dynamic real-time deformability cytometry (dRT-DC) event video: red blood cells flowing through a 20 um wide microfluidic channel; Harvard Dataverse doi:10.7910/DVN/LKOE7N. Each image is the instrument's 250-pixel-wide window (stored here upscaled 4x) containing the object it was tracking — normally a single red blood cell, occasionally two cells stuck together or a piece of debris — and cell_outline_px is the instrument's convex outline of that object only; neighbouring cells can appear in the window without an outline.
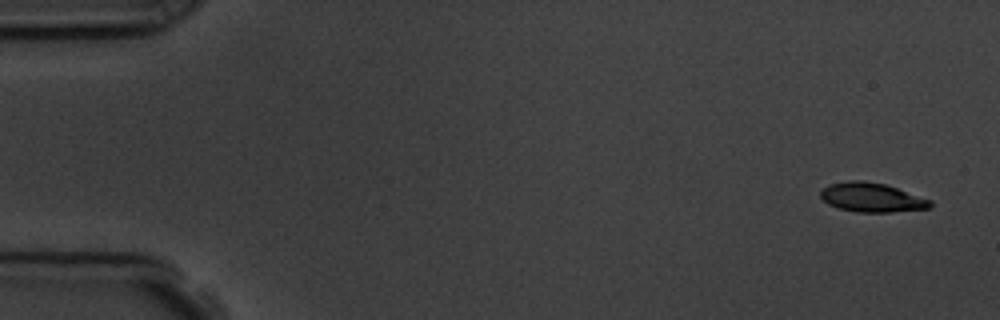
{"species": "common noctule bat (a hibernating species)", "species_latin": "Nyctalus noctula", "temperature_condition": "room temperature", "stored_images_in_passage": 4, "camera_frame_rate_fps": 3000, "um_per_image_px": 0.085, "animal": {"sex": "male", "body_mass_g": 19.5, "forearm_length_mm": 54.6}, "frame": {"image": 1, "passage_image": 1, "time_ms": 0.0, "image_size_px": [1000, 320], "cell_outline_px": [[932, 204], [928, 208], [892, 212], [856, 212], [840, 208], [828, 204], [820, 196], [820, 192], [828, 184], [848, 180], [860, 180], [884, 184], [932, 200]], "centroid_in_image_um": [74.08, 16.78], "position_along_channel_um": 10.9, "area_um2": 18.5}}